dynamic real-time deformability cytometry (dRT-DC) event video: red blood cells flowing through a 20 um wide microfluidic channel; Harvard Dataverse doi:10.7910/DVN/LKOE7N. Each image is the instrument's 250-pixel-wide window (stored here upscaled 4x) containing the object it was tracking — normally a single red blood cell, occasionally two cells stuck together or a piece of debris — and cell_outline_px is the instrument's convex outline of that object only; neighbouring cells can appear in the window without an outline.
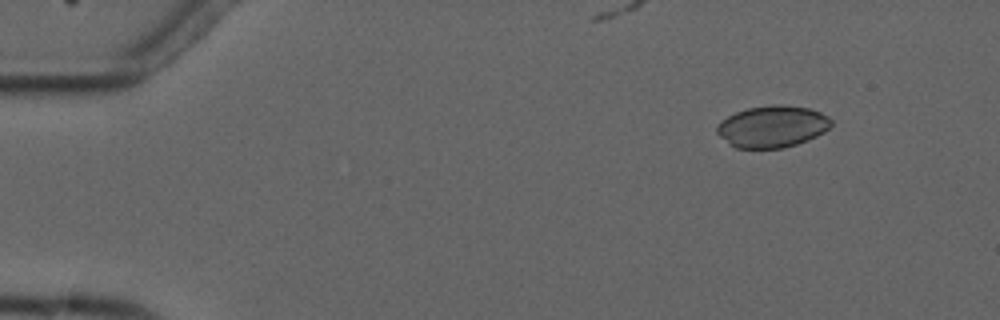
{"species": "common noctule bat (a hibernating species)", "species_latin": "Nyctalus noctula", "temperature_condition": "cold", "stored_images_in_passage": 4, "camera_frame_rate_fps": 3000, "um_per_image_px": 0.085, "animal": {"sex": "male", "forearm_length_mm": 52.5}, "frame": {"image": 1, "passage_image": 1, "time_ms": 0.0, "image_size_px": [1000, 320], "cell_outline_px": [[832, 124], [824, 132], [808, 140], [784, 148], [736, 148], [720, 136], [716, 132], [716, 124], [728, 116], [736, 112], [748, 108], [772, 104], [784, 104], [808, 108], [820, 112], [828, 116], [832, 120]], "centroid_in_image_um": [65.65, 10.74], "position_along_channel_um": 19.3, "area_um2": 27.86}}
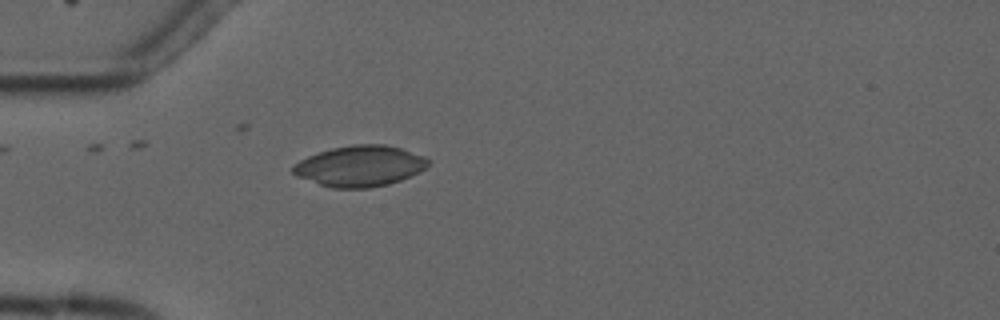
{"frame": {"image": 2, "passage_image": 4, "time_ms": 3.333, "image_size_px": [1000, 320], "cell_outline_px": [[432, 160], [420, 172], [400, 180], [388, 184], [368, 188], [332, 188], [296, 176], [292, 172], [292, 164], [308, 156], [332, 148], [352, 144], [384, 144], [400, 148], [424, 156]], "centroid_in_image_um": [30.59, 14.11], "position_along_channel_um": 54.4, "area_um2": 32.14}}